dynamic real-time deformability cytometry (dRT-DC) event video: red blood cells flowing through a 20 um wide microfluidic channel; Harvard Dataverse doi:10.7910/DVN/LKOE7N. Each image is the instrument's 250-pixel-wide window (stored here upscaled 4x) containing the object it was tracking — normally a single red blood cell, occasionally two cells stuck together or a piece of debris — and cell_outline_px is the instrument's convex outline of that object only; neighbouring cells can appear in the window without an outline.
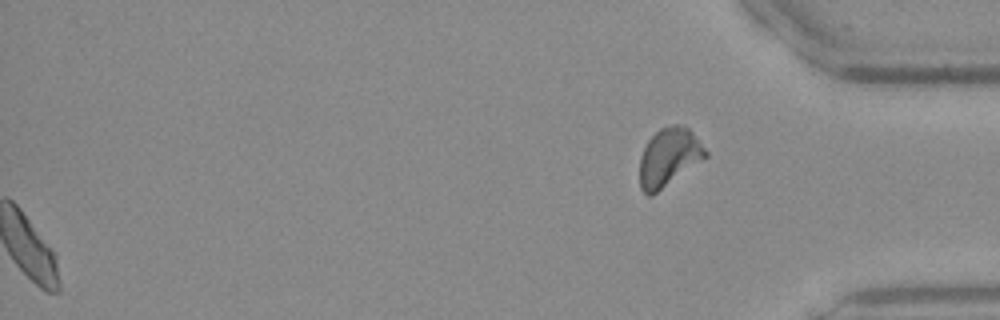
{"species": "Egyptian fruit bat (a non-hibernating species)", "species_latin": "Rousettus aegyptiacus", "temperature_condition": "warm", "stored_images_in_passage": 38, "segment_of_instrument_passage": [2, 2], "camera_frame_rate_fps": 3000, "um_per_image_px": 0.085, "frame": {"image": 1, "passage_image": 38, "time_ms": 12.333, "image_size_px": [1000, 320], "cell_outline_px": [[708, 156], [652, 196], [648, 196], [640, 188], [640, 156], [648, 140], [660, 128], [672, 124], [676, 124], [688, 128], [692, 132], [708, 152]], "centroid_in_image_um": [56.84, 13.37], "position_along_channel_um": 378.4, "area_um2": 22.2}}